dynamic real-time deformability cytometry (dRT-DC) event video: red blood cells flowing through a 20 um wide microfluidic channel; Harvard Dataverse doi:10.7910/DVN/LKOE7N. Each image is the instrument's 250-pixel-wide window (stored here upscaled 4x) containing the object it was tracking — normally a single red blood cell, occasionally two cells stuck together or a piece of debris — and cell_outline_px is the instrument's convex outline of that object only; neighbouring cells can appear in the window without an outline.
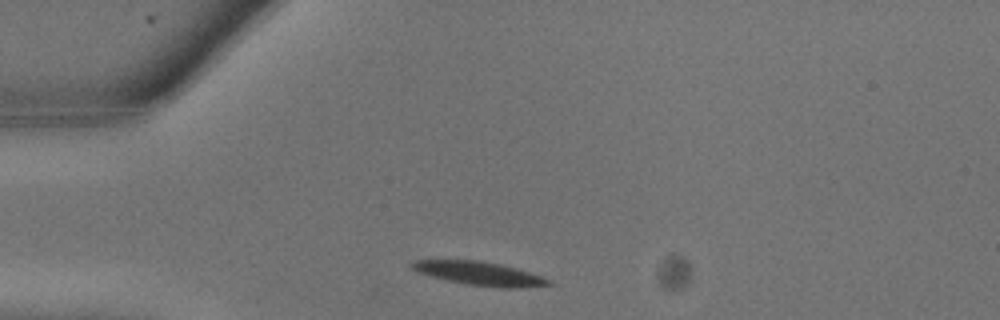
{"species": "common noctule bat (a hibernating species)", "species_latin": "Nyctalus noctula", "temperature_condition": "warm", "stored_images_in_passage": 13, "camera_frame_rate_fps": 3000, "um_per_image_px": 0.085, "animal": {"sex": "male", "body_mass_g": 13.3}, "frame": {"image": 1, "passage_image": 1, "time_ms": 0.0, "image_size_px": [1000, 320], "cell_outline_px": [[552, 284], [520, 288], [500, 288], [468, 284], [448, 280], [416, 272], [408, 264], [412, 260], [480, 260], [500, 264], [516, 268], [552, 280]], "centroid_in_image_um": [40.73, 23.24], "position_along_channel_um": 44.3, "area_um2": 18.73}}
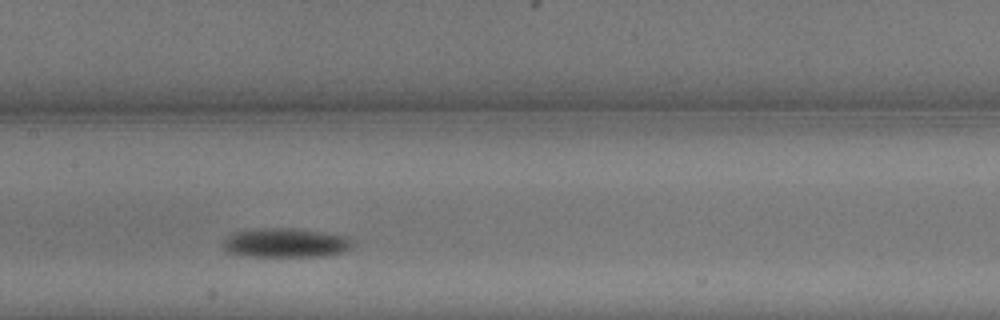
{"frame": {"image": 2, "passage_image": 7, "time_ms": 2.0, "image_size_px": [1000, 320], "cell_outline_px": [[356, 240], [344, 252], [324, 256], [248, 256], [228, 252], [224, 248], [224, 240], [228, 236], [244, 228], [296, 228], [324, 232], [348, 236]], "centroid_in_image_um": [24.31, 20.62], "position_along_channel_um": 183.1, "area_um2": 22.31}}
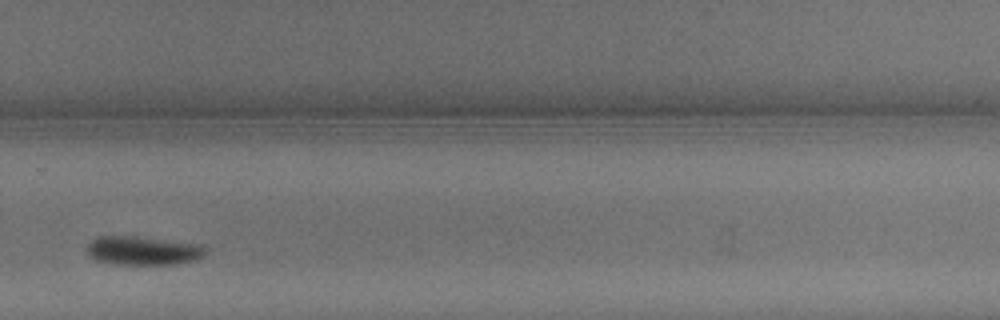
{"frame": {"image": 3, "passage_image": 12, "time_ms": 3.667, "image_size_px": [1000, 320], "cell_outline_px": [[208, 252], [204, 256], [196, 260], [172, 264], [116, 264], [96, 260], [88, 256], [88, 244], [96, 236], [136, 236], [200, 244]], "centroid_in_image_um": [12.16, 21.3], "position_along_channel_um": 317.6, "area_um2": 19.88}}